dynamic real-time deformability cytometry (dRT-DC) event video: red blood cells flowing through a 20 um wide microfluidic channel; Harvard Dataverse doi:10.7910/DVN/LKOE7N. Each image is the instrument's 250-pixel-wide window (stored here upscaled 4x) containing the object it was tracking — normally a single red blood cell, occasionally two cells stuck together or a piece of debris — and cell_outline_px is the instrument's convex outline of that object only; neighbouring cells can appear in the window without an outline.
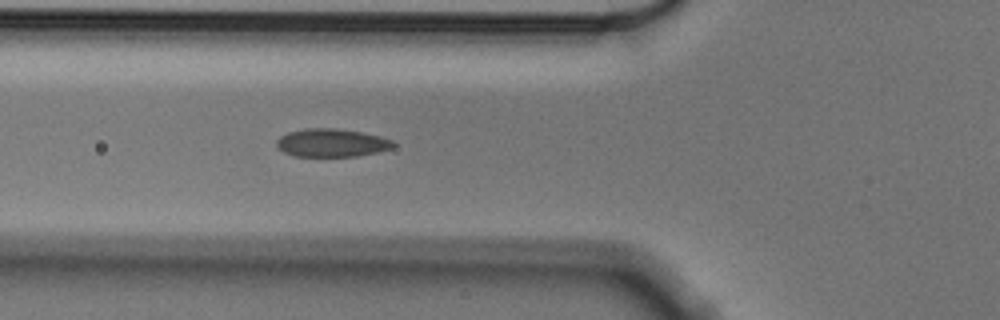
{"species": "Egyptian fruit bat (a non-hibernating species)", "species_latin": "Rousettus aegyptiacus", "temperature_condition": "cold", "stored_images_in_passage": 39, "camera_frame_rate_fps": 3000, "um_per_image_px": 0.085, "animal": {"sex": "male"}, "frame": {"image": 1, "passage_image": 8, "time_ms": 2.333, "image_size_px": [1000, 320], "cell_outline_px": [[396, 144], [392, 148], [376, 152], [356, 156], [296, 156], [284, 152], [276, 144], [276, 140], [280, 136], [288, 132], [304, 128], [336, 128], [360, 132], [380, 136], [392, 140]], "centroid_in_image_um": [28.18, 12.13], "position_along_channel_um": 97.6, "area_um2": 19.02}}
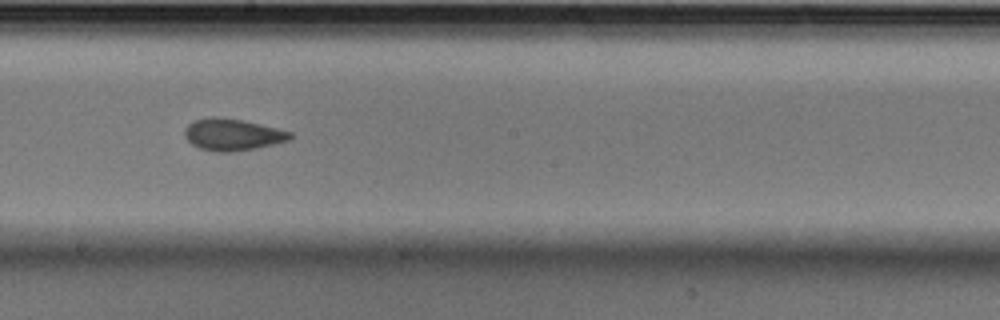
{"frame": {"image": 2, "passage_image": 19, "time_ms": 6.0, "image_size_px": [1000, 320], "cell_outline_px": [[292, 136], [288, 140], [256, 148], [232, 152], [216, 152], [200, 148], [192, 144], [184, 136], [184, 128], [192, 120], [212, 116], [216, 116], [244, 120], [292, 132]], "centroid_in_image_um": [19.71, 11.43], "position_along_channel_um": 228.5, "area_um2": 19.59}}
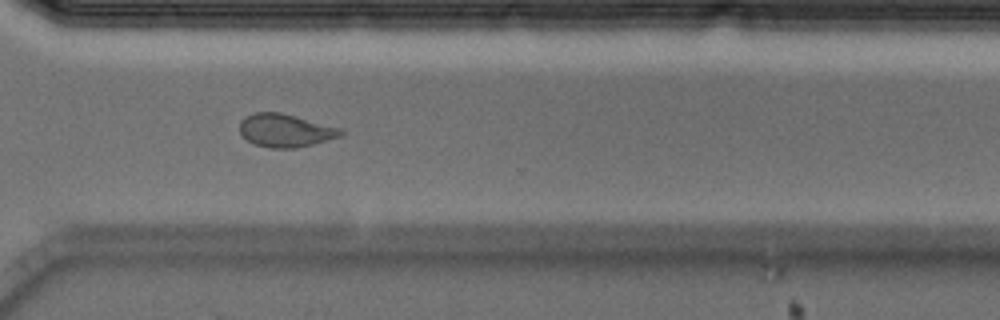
{"frame": {"image": 3, "passage_image": 29, "time_ms": 9.333, "image_size_px": [1000, 320], "cell_outline_px": [[344, 132], [340, 136], [312, 144], [296, 148], [268, 148], [256, 144], [248, 140], [240, 132], [240, 120], [244, 116], [252, 112], [280, 112], [296, 116], [340, 128]], "centroid_in_image_um": [24.22, 11.08], "position_along_channel_um": 346.4, "area_um2": 19.36}}